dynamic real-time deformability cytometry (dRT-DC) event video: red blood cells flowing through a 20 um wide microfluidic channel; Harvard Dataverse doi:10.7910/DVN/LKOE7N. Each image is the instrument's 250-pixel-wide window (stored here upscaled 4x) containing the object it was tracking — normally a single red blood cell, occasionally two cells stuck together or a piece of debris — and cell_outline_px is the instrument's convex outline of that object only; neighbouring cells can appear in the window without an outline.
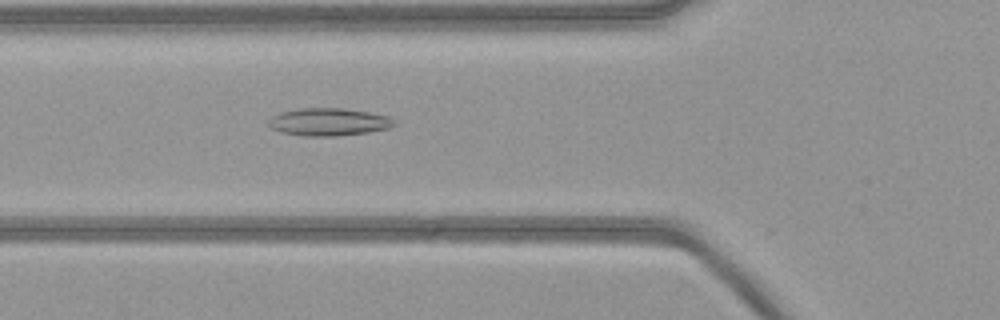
{"species": "common noctule bat (a hibernating species)", "species_latin": "Nyctalus noctula", "temperature_condition": "warm", "stored_images_in_passage": 54, "camera_frame_rate_fps": 3000, "um_per_image_px": 0.085, "animal": {"sex": "female", "body_mass_g": 21.9}, "frame": {"image": 1, "passage_image": 19, "time_ms": 6.0, "image_size_px": [1000, 320], "cell_outline_px": [[396, 124], [388, 128], [368, 132], [336, 136], [304, 136], [280, 132], [272, 128], [268, 124], [268, 120], [272, 116], [280, 112], [300, 108], [344, 108], [372, 112], [388, 116]], "centroid_in_image_um": [27.92, 10.36], "position_along_channel_um": 97.9, "area_um2": 20.29}}
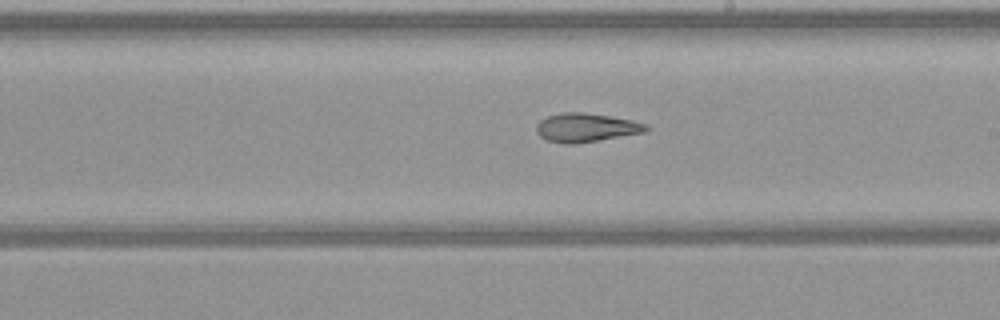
{"frame": {"image": 2, "passage_image": 30, "time_ms": 9.667, "image_size_px": [1000, 320], "cell_outline_px": [[648, 128], [644, 132], [576, 144], [564, 144], [548, 140], [540, 136], [536, 132], [536, 124], [540, 120], [548, 116], [564, 112], [584, 112], [632, 120], [648, 124]], "centroid_in_image_um": [49.78, 10.84], "position_along_channel_um": 239.2, "area_um2": 18.26}}
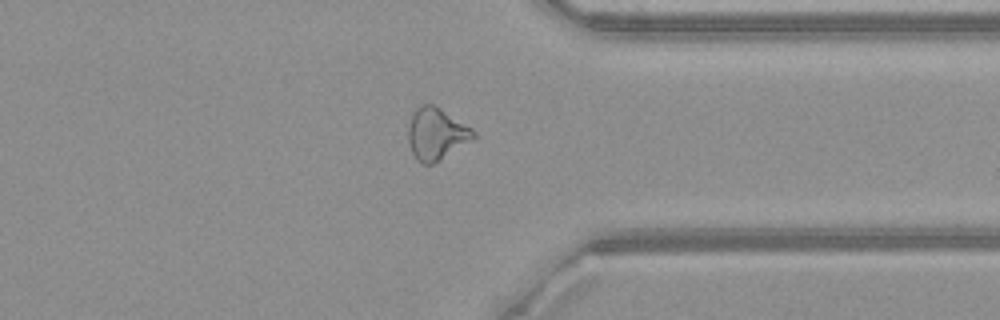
{"frame": {"image": 3, "passage_image": 41, "time_ms": 13.333, "image_size_px": [1000, 320], "cell_outline_px": [[476, 136], [472, 140], [432, 164], [420, 164], [416, 160], [412, 152], [408, 140], [408, 128], [412, 116], [416, 108], [420, 104], [432, 104], [440, 108], [472, 128], [476, 132]], "centroid_in_image_um": [37.08, 11.38], "position_along_channel_um": 374.3, "area_um2": 19.54}}